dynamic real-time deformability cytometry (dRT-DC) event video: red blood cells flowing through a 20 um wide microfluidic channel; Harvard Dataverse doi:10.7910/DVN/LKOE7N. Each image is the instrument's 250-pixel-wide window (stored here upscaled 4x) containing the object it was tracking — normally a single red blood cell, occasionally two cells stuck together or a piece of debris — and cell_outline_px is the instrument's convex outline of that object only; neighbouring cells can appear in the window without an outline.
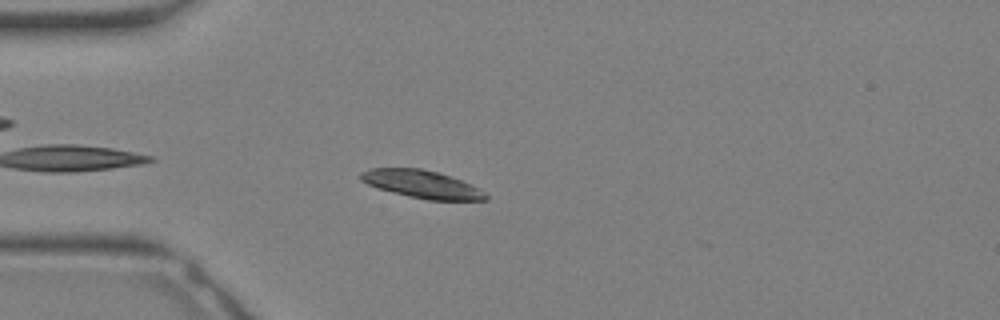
{"species": "Egyptian fruit bat (a non-hibernating species)", "species_latin": "Rousettus aegyptiacus", "temperature_condition": "warm", "stored_images_in_passage": 11, "camera_frame_rate_fps": 3000, "um_per_image_px": 0.085, "animal": {"sex": "female"}, "frame": {"image": 1, "passage_image": 2, "time_ms": 0.333, "image_size_px": [1000, 320], "cell_outline_px": [[488, 200], [428, 200], [380, 188], [368, 184], [360, 180], [360, 172], [372, 168], [420, 168], [452, 176], [480, 188], [488, 196]], "centroid_in_image_um": [35.9, 15.65], "position_along_channel_um": 49.1, "area_um2": 19.94}}
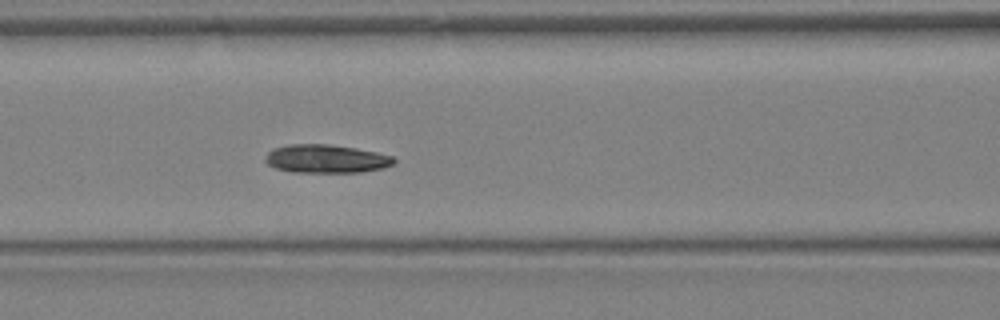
{"frame": {"image": 2, "passage_image": 7, "time_ms": 2.0, "image_size_px": [1000, 320], "cell_outline_px": [[396, 160], [392, 164], [384, 168], [360, 172], [292, 172], [276, 168], [268, 164], [264, 160], [268, 152], [272, 148], [288, 144], [328, 144], [356, 148], [376, 152], [392, 156]], "centroid_in_image_um": [27.7, 13.49], "position_along_channel_um": 138.9, "area_um2": 21.27}}
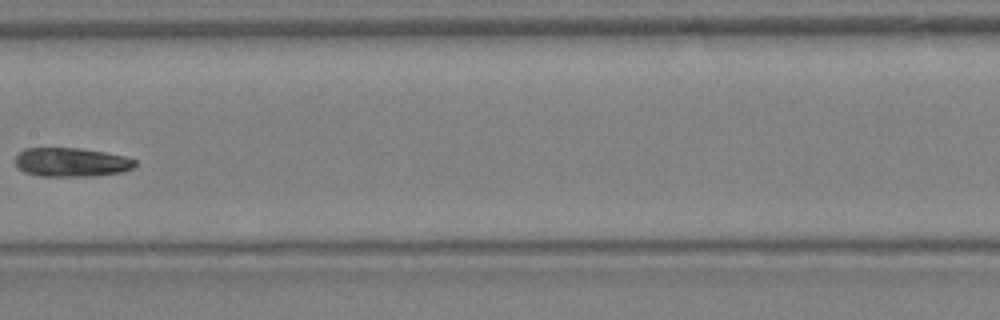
{"frame": {"image": 3, "passage_image": 10, "time_ms": 3.0, "image_size_px": [1000, 320], "cell_outline_px": [[136, 164], [132, 168], [120, 172], [92, 176], [40, 176], [24, 172], [16, 164], [16, 152], [24, 148], [80, 148], [104, 152], [124, 156], [136, 160]], "centroid_in_image_um": [6.03, 13.78], "position_along_channel_um": 201.4, "area_um2": 20.17}}